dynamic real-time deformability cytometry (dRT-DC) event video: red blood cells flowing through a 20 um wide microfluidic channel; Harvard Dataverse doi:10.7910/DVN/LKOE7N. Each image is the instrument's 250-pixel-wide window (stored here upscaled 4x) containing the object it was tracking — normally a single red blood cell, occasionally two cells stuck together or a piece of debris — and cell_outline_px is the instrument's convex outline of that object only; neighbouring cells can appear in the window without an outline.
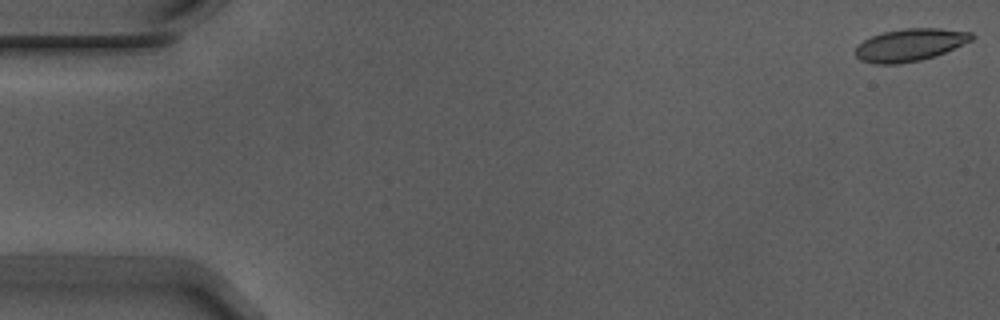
{"species": "Egyptian fruit bat (a non-hibernating species)", "species_latin": "Rousettus aegyptiacus", "temperature_condition": "warm", "stored_images_in_passage": 12, "camera_frame_rate_fps": 3000, "um_per_image_px": 0.085, "animal": {"sex": "male"}, "frame": {"image": 1, "passage_image": 1, "time_ms": 0.0, "image_size_px": [1000, 320], "cell_outline_px": [[976, 36], [972, 40], [936, 56], [920, 60], [896, 64], [876, 64], [860, 60], [856, 56], [856, 48], [864, 40], [872, 36], [884, 32], [904, 28], [940, 28], [972, 32]], "centroid_in_image_um": [77.38, 3.81], "position_along_channel_um": 7.6, "area_um2": 21.91}}